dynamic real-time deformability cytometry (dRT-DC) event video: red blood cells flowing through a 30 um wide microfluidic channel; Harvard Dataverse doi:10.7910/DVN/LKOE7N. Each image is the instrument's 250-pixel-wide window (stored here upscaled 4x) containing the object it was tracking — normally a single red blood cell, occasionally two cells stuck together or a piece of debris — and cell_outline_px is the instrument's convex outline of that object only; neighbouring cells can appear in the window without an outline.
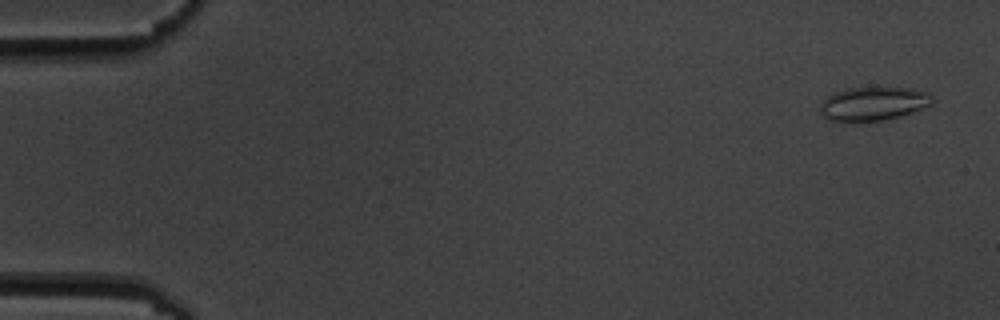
{"species": "common noctule bat (a hibernating species)", "species_latin": "Nyctalus noctula", "temperature_condition": "cold", "stored_images_in_passage": 5, "camera_frame_rate_fps": 3000, "um_per_image_px": 0.085, "animal": {"sex": "male", "body_mass_g": 19.5, "forearm_length_mm": 54.6}, "frame": {"image": 1, "passage_image": 1, "time_ms": 0.0, "image_size_px": [1000, 320], "cell_outline_px": [[932, 100], [928, 104], [912, 112], [900, 116], [880, 120], [856, 124], [828, 120], [820, 116], [820, 100], [832, 92], [848, 88], [912, 88], [928, 92], [932, 96]], "centroid_in_image_um": [74.09, 8.84], "position_along_channel_um": 10.9, "area_um2": 22.48}}
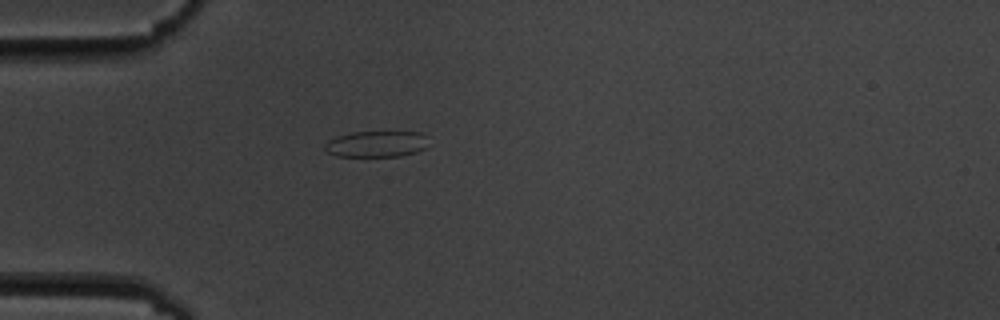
{"frame": {"image": 2, "passage_image": 5, "time_ms": 4.667, "image_size_px": [1000, 320], "cell_outline_px": [[428, 148], [416, 152], [400, 156], [336, 156], [324, 152], [324, 144], [328, 140], [336, 136], [352, 132], [424, 132], [428, 136]], "centroid_in_image_um": [32.02, 12.24], "position_along_channel_um": 53.0, "area_um2": 16.18}}